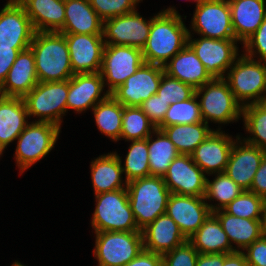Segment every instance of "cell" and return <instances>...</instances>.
Instances as JSON below:
<instances>
[{
  "label": "cell",
  "instance_id": "1",
  "mask_svg": "<svg viewBox=\"0 0 266 266\" xmlns=\"http://www.w3.org/2000/svg\"><path fill=\"white\" fill-rule=\"evenodd\" d=\"M188 30L175 7L152 17L146 45L142 49L146 63L164 66L188 44Z\"/></svg>",
  "mask_w": 266,
  "mask_h": 266
},
{
  "label": "cell",
  "instance_id": "2",
  "mask_svg": "<svg viewBox=\"0 0 266 266\" xmlns=\"http://www.w3.org/2000/svg\"><path fill=\"white\" fill-rule=\"evenodd\" d=\"M30 48L39 82L66 81L74 75L64 34L55 31L35 32Z\"/></svg>",
  "mask_w": 266,
  "mask_h": 266
},
{
  "label": "cell",
  "instance_id": "3",
  "mask_svg": "<svg viewBox=\"0 0 266 266\" xmlns=\"http://www.w3.org/2000/svg\"><path fill=\"white\" fill-rule=\"evenodd\" d=\"M129 203L140 230L166 213L171 194L163 177L147 176L128 182Z\"/></svg>",
  "mask_w": 266,
  "mask_h": 266
},
{
  "label": "cell",
  "instance_id": "4",
  "mask_svg": "<svg viewBox=\"0 0 266 266\" xmlns=\"http://www.w3.org/2000/svg\"><path fill=\"white\" fill-rule=\"evenodd\" d=\"M242 105L263 103L266 98V62L240 54L224 76ZM251 100V101H250Z\"/></svg>",
  "mask_w": 266,
  "mask_h": 266
},
{
  "label": "cell",
  "instance_id": "5",
  "mask_svg": "<svg viewBox=\"0 0 266 266\" xmlns=\"http://www.w3.org/2000/svg\"><path fill=\"white\" fill-rule=\"evenodd\" d=\"M94 196L96 207L91 221L94 232L141 231L131 210L127 189L103 192Z\"/></svg>",
  "mask_w": 266,
  "mask_h": 266
},
{
  "label": "cell",
  "instance_id": "6",
  "mask_svg": "<svg viewBox=\"0 0 266 266\" xmlns=\"http://www.w3.org/2000/svg\"><path fill=\"white\" fill-rule=\"evenodd\" d=\"M199 100L201 117L219 124L236 122L242 117L243 106L235 99L224 78H213L200 88L195 89Z\"/></svg>",
  "mask_w": 266,
  "mask_h": 266
},
{
  "label": "cell",
  "instance_id": "7",
  "mask_svg": "<svg viewBox=\"0 0 266 266\" xmlns=\"http://www.w3.org/2000/svg\"><path fill=\"white\" fill-rule=\"evenodd\" d=\"M69 80L60 82H38L23 97L28 116L39 118L37 122L53 123L61 128L62 119L67 112Z\"/></svg>",
  "mask_w": 266,
  "mask_h": 266
},
{
  "label": "cell",
  "instance_id": "8",
  "mask_svg": "<svg viewBox=\"0 0 266 266\" xmlns=\"http://www.w3.org/2000/svg\"><path fill=\"white\" fill-rule=\"evenodd\" d=\"M60 127L49 122H30L18 136L15 149V161L23 173L39 160L43 159L55 147Z\"/></svg>",
  "mask_w": 266,
  "mask_h": 266
},
{
  "label": "cell",
  "instance_id": "9",
  "mask_svg": "<svg viewBox=\"0 0 266 266\" xmlns=\"http://www.w3.org/2000/svg\"><path fill=\"white\" fill-rule=\"evenodd\" d=\"M95 233L93 255L98 266H124L144 248L141 231H103Z\"/></svg>",
  "mask_w": 266,
  "mask_h": 266
},
{
  "label": "cell",
  "instance_id": "10",
  "mask_svg": "<svg viewBox=\"0 0 266 266\" xmlns=\"http://www.w3.org/2000/svg\"><path fill=\"white\" fill-rule=\"evenodd\" d=\"M142 50L125 45H105L100 74L108 94L121 86L144 63Z\"/></svg>",
  "mask_w": 266,
  "mask_h": 266
},
{
  "label": "cell",
  "instance_id": "11",
  "mask_svg": "<svg viewBox=\"0 0 266 266\" xmlns=\"http://www.w3.org/2000/svg\"><path fill=\"white\" fill-rule=\"evenodd\" d=\"M188 45L196 53L206 70L213 78H224L226 71L234 64L239 56L236 39H212L200 36L192 39L188 30Z\"/></svg>",
  "mask_w": 266,
  "mask_h": 266
},
{
  "label": "cell",
  "instance_id": "12",
  "mask_svg": "<svg viewBox=\"0 0 266 266\" xmlns=\"http://www.w3.org/2000/svg\"><path fill=\"white\" fill-rule=\"evenodd\" d=\"M191 28L199 36L235 39L228 0H208L196 5Z\"/></svg>",
  "mask_w": 266,
  "mask_h": 266
},
{
  "label": "cell",
  "instance_id": "13",
  "mask_svg": "<svg viewBox=\"0 0 266 266\" xmlns=\"http://www.w3.org/2000/svg\"><path fill=\"white\" fill-rule=\"evenodd\" d=\"M152 18L144 19L136 11L103 21L105 45H125L143 49L147 43Z\"/></svg>",
  "mask_w": 266,
  "mask_h": 266
},
{
  "label": "cell",
  "instance_id": "14",
  "mask_svg": "<svg viewBox=\"0 0 266 266\" xmlns=\"http://www.w3.org/2000/svg\"><path fill=\"white\" fill-rule=\"evenodd\" d=\"M163 73L162 66L144 62L111 95L123 106L140 107L144 101L157 93Z\"/></svg>",
  "mask_w": 266,
  "mask_h": 266
},
{
  "label": "cell",
  "instance_id": "15",
  "mask_svg": "<svg viewBox=\"0 0 266 266\" xmlns=\"http://www.w3.org/2000/svg\"><path fill=\"white\" fill-rule=\"evenodd\" d=\"M206 174L193 162L191 155L179 154L163 176L171 193L181 196L204 197Z\"/></svg>",
  "mask_w": 266,
  "mask_h": 266
},
{
  "label": "cell",
  "instance_id": "16",
  "mask_svg": "<svg viewBox=\"0 0 266 266\" xmlns=\"http://www.w3.org/2000/svg\"><path fill=\"white\" fill-rule=\"evenodd\" d=\"M68 45L73 74L101 70L105 42L102 34L62 33Z\"/></svg>",
  "mask_w": 266,
  "mask_h": 266
},
{
  "label": "cell",
  "instance_id": "17",
  "mask_svg": "<svg viewBox=\"0 0 266 266\" xmlns=\"http://www.w3.org/2000/svg\"><path fill=\"white\" fill-rule=\"evenodd\" d=\"M35 32L20 3L7 2L0 10V46L29 48Z\"/></svg>",
  "mask_w": 266,
  "mask_h": 266
},
{
  "label": "cell",
  "instance_id": "18",
  "mask_svg": "<svg viewBox=\"0 0 266 266\" xmlns=\"http://www.w3.org/2000/svg\"><path fill=\"white\" fill-rule=\"evenodd\" d=\"M266 150L241 140L234 141L225 173L243 190H250L255 173L261 165Z\"/></svg>",
  "mask_w": 266,
  "mask_h": 266
},
{
  "label": "cell",
  "instance_id": "19",
  "mask_svg": "<svg viewBox=\"0 0 266 266\" xmlns=\"http://www.w3.org/2000/svg\"><path fill=\"white\" fill-rule=\"evenodd\" d=\"M166 213L188 239L212 213L204 197L181 196L171 193Z\"/></svg>",
  "mask_w": 266,
  "mask_h": 266
},
{
  "label": "cell",
  "instance_id": "20",
  "mask_svg": "<svg viewBox=\"0 0 266 266\" xmlns=\"http://www.w3.org/2000/svg\"><path fill=\"white\" fill-rule=\"evenodd\" d=\"M235 140L221 128L214 130L191 154L193 162L207 176L225 172Z\"/></svg>",
  "mask_w": 266,
  "mask_h": 266
},
{
  "label": "cell",
  "instance_id": "21",
  "mask_svg": "<svg viewBox=\"0 0 266 266\" xmlns=\"http://www.w3.org/2000/svg\"><path fill=\"white\" fill-rule=\"evenodd\" d=\"M104 88V81L100 72L74 74L69 79L67 111L73 109L77 113H82L88 108L92 109L109 95L108 92H103ZM102 92L103 95L101 96Z\"/></svg>",
  "mask_w": 266,
  "mask_h": 266
},
{
  "label": "cell",
  "instance_id": "22",
  "mask_svg": "<svg viewBox=\"0 0 266 266\" xmlns=\"http://www.w3.org/2000/svg\"><path fill=\"white\" fill-rule=\"evenodd\" d=\"M141 232L144 250L161 255L188 240L167 213L158 216L152 223L143 228Z\"/></svg>",
  "mask_w": 266,
  "mask_h": 266
},
{
  "label": "cell",
  "instance_id": "23",
  "mask_svg": "<svg viewBox=\"0 0 266 266\" xmlns=\"http://www.w3.org/2000/svg\"><path fill=\"white\" fill-rule=\"evenodd\" d=\"M38 82L33 51L29 47L18 54L0 87V95L24 97Z\"/></svg>",
  "mask_w": 266,
  "mask_h": 266
},
{
  "label": "cell",
  "instance_id": "24",
  "mask_svg": "<svg viewBox=\"0 0 266 266\" xmlns=\"http://www.w3.org/2000/svg\"><path fill=\"white\" fill-rule=\"evenodd\" d=\"M163 68L164 73L192 86L194 89L200 88L213 79L188 44L171 58Z\"/></svg>",
  "mask_w": 266,
  "mask_h": 266
},
{
  "label": "cell",
  "instance_id": "25",
  "mask_svg": "<svg viewBox=\"0 0 266 266\" xmlns=\"http://www.w3.org/2000/svg\"><path fill=\"white\" fill-rule=\"evenodd\" d=\"M235 39L243 44L266 17L265 0H228Z\"/></svg>",
  "mask_w": 266,
  "mask_h": 266
},
{
  "label": "cell",
  "instance_id": "26",
  "mask_svg": "<svg viewBox=\"0 0 266 266\" xmlns=\"http://www.w3.org/2000/svg\"><path fill=\"white\" fill-rule=\"evenodd\" d=\"M28 117L23 97L0 95V147L3 150L16 140L30 123Z\"/></svg>",
  "mask_w": 266,
  "mask_h": 266
},
{
  "label": "cell",
  "instance_id": "27",
  "mask_svg": "<svg viewBox=\"0 0 266 266\" xmlns=\"http://www.w3.org/2000/svg\"><path fill=\"white\" fill-rule=\"evenodd\" d=\"M121 158L117 152H110L92 160L90 169L95 195L118 189H127L128 182L122 180Z\"/></svg>",
  "mask_w": 266,
  "mask_h": 266
},
{
  "label": "cell",
  "instance_id": "28",
  "mask_svg": "<svg viewBox=\"0 0 266 266\" xmlns=\"http://www.w3.org/2000/svg\"><path fill=\"white\" fill-rule=\"evenodd\" d=\"M36 32H59L65 22V0H21Z\"/></svg>",
  "mask_w": 266,
  "mask_h": 266
},
{
  "label": "cell",
  "instance_id": "29",
  "mask_svg": "<svg viewBox=\"0 0 266 266\" xmlns=\"http://www.w3.org/2000/svg\"><path fill=\"white\" fill-rule=\"evenodd\" d=\"M60 33L102 34L103 20L89 0H65V22Z\"/></svg>",
  "mask_w": 266,
  "mask_h": 266
},
{
  "label": "cell",
  "instance_id": "30",
  "mask_svg": "<svg viewBox=\"0 0 266 266\" xmlns=\"http://www.w3.org/2000/svg\"><path fill=\"white\" fill-rule=\"evenodd\" d=\"M235 251H243L264 235L262 220L240 218L226 213L223 209L213 212ZM233 243L236 246H233ZM241 248V249H240Z\"/></svg>",
  "mask_w": 266,
  "mask_h": 266
},
{
  "label": "cell",
  "instance_id": "31",
  "mask_svg": "<svg viewBox=\"0 0 266 266\" xmlns=\"http://www.w3.org/2000/svg\"><path fill=\"white\" fill-rule=\"evenodd\" d=\"M188 241L201 254L234 252L218 218L211 213Z\"/></svg>",
  "mask_w": 266,
  "mask_h": 266
},
{
  "label": "cell",
  "instance_id": "32",
  "mask_svg": "<svg viewBox=\"0 0 266 266\" xmlns=\"http://www.w3.org/2000/svg\"><path fill=\"white\" fill-rule=\"evenodd\" d=\"M174 144L179 154L191 155L214 130L205 122L157 127Z\"/></svg>",
  "mask_w": 266,
  "mask_h": 266
},
{
  "label": "cell",
  "instance_id": "33",
  "mask_svg": "<svg viewBox=\"0 0 266 266\" xmlns=\"http://www.w3.org/2000/svg\"><path fill=\"white\" fill-rule=\"evenodd\" d=\"M124 106L111 94L93 108L97 128L112 141H119L122 130V114Z\"/></svg>",
  "mask_w": 266,
  "mask_h": 266
},
{
  "label": "cell",
  "instance_id": "34",
  "mask_svg": "<svg viewBox=\"0 0 266 266\" xmlns=\"http://www.w3.org/2000/svg\"><path fill=\"white\" fill-rule=\"evenodd\" d=\"M152 136H155L156 139L154 140ZM147 142L150 175L163 177L179 153L167 135L160 129H156L147 138Z\"/></svg>",
  "mask_w": 266,
  "mask_h": 266
},
{
  "label": "cell",
  "instance_id": "35",
  "mask_svg": "<svg viewBox=\"0 0 266 266\" xmlns=\"http://www.w3.org/2000/svg\"><path fill=\"white\" fill-rule=\"evenodd\" d=\"M213 181L206 178L205 200L217 201L216 204H208L210 211L213 213L221 210L238 197L243 189L237 185L225 172L216 173Z\"/></svg>",
  "mask_w": 266,
  "mask_h": 266
},
{
  "label": "cell",
  "instance_id": "36",
  "mask_svg": "<svg viewBox=\"0 0 266 266\" xmlns=\"http://www.w3.org/2000/svg\"><path fill=\"white\" fill-rule=\"evenodd\" d=\"M156 126L150 121L140 107L124 106L122 114L121 138L130 142L147 139Z\"/></svg>",
  "mask_w": 266,
  "mask_h": 266
},
{
  "label": "cell",
  "instance_id": "37",
  "mask_svg": "<svg viewBox=\"0 0 266 266\" xmlns=\"http://www.w3.org/2000/svg\"><path fill=\"white\" fill-rule=\"evenodd\" d=\"M242 118L246 131L251 134L247 138L243 137V140L266 150V105L252 103L243 106Z\"/></svg>",
  "mask_w": 266,
  "mask_h": 266
},
{
  "label": "cell",
  "instance_id": "38",
  "mask_svg": "<svg viewBox=\"0 0 266 266\" xmlns=\"http://www.w3.org/2000/svg\"><path fill=\"white\" fill-rule=\"evenodd\" d=\"M123 163L121 166L127 182L150 176L147 139L131 141Z\"/></svg>",
  "mask_w": 266,
  "mask_h": 266
},
{
  "label": "cell",
  "instance_id": "39",
  "mask_svg": "<svg viewBox=\"0 0 266 266\" xmlns=\"http://www.w3.org/2000/svg\"><path fill=\"white\" fill-rule=\"evenodd\" d=\"M196 94L185 101H177L168 107L164 121L158 127L204 122Z\"/></svg>",
  "mask_w": 266,
  "mask_h": 266
},
{
  "label": "cell",
  "instance_id": "40",
  "mask_svg": "<svg viewBox=\"0 0 266 266\" xmlns=\"http://www.w3.org/2000/svg\"><path fill=\"white\" fill-rule=\"evenodd\" d=\"M265 199L249 190H243L223 210L233 216L251 220H262Z\"/></svg>",
  "mask_w": 266,
  "mask_h": 266
},
{
  "label": "cell",
  "instance_id": "41",
  "mask_svg": "<svg viewBox=\"0 0 266 266\" xmlns=\"http://www.w3.org/2000/svg\"><path fill=\"white\" fill-rule=\"evenodd\" d=\"M157 94L161 99L171 105L177 101H185L191 98L195 94V89L192 86L163 73Z\"/></svg>",
  "mask_w": 266,
  "mask_h": 266
},
{
  "label": "cell",
  "instance_id": "42",
  "mask_svg": "<svg viewBox=\"0 0 266 266\" xmlns=\"http://www.w3.org/2000/svg\"><path fill=\"white\" fill-rule=\"evenodd\" d=\"M143 0H89L91 7L103 20L136 11L137 3Z\"/></svg>",
  "mask_w": 266,
  "mask_h": 266
},
{
  "label": "cell",
  "instance_id": "43",
  "mask_svg": "<svg viewBox=\"0 0 266 266\" xmlns=\"http://www.w3.org/2000/svg\"><path fill=\"white\" fill-rule=\"evenodd\" d=\"M199 252L187 240L162 255V266H196Z\"/></svg>",
  "mask_w": 266,
  "mask_h": 266
},
{
  "label": "cell",
  "instance_id": "44",
  "mask_svg": "<svg viewBox=\"0 0 266 266\" xmlns=\"http://www.w3.org/2000/svg\"><path fill=\"white\" fill-rule=\"evenodd\" d=\"M243 48L248 57H257V60L266 62V17L256 32L243 43Z\"/></svg>",
  "mask_w": 266,
  "mask_h": 266
},
{
  "label": "cell",
  "instance_id": "45",
  "mask_svg": "<svg viewBox=\"0 0 266 266\" xmlns=\"http://www.w3.org/2000/svg\"><path fill=\"white\" fill-rule=\"evenodd\" d=\"M169 106L170 105L156 93L144 101L140 108L157 128L164 121V116Z\"/></svg>",
  "mask_w": 266,
  "mask_h": 266
},
{
  "label": "cell",
  "instance_id": "46",
  "mask_svg": "<svg viewBox=\"0 0 266 266\" xmlns=\"http://www.w3.org/2000/svg\"><path fill=\"white\" fill-rule=\"evenodd\" d=\"M244 252L249 266H266V235L254 241Z\"/></svg>",
  "mask_w": 266,
  "mask_h": 266
},
{
  "label": "cell",
  "instance_id": "47",
  "mask_svg": "<svg viewBox=\"0 0 266 266\" xmlns=\"http://www.w3.org/2000/svg\"><path fill=\"white\" fill-rule=\"evenodd\" d=\"M28 48H11L0 46V87L4 83L8 71L11 69V66L15 62L20 51H23Z\"/></svg>",
  "mask_w": 266,
  "mask_h": 266
},
{
  "label": "cell",
  "instance_id": "48",
  "mask_svg": "<svg viewBox=\"0 0 266 266\" xmlns=\"http://www.w3.org/2000/svg\"><path fill=\"white\" fill-rule=\"evenodd\" d=\"M249 191L266 199V154L264 155L261 165L254 175Z\"/></svg>",
  "mask_w": 266,
  "mask_h": 266
},
{
  "label": "cell",
  "instance_id": "49",
  "mask_svg": "<svg viewBox=\"0 0 266 266\" xmlns=\"http://www.w3.org/2000/svg\"><path fill=\"white\" fill-rule=\"evenodd\" d=\"M124 266H162V255L143 249L133 260Z\"/></svg>",
  "mask_w": 266,
  "mask_h": 266
},
{
  "label": "cell",
  "instance_id": "50",
  "mask_svg": "<svg viewBox=\"0 0 266 266\" xmlns=\"http://www.w3.org/2000/svg\"><path fill=\"white\" fill-rule=\"evenodd\" d=\"M220 266H249L244 251H234L223 254V265Z\"/></svg>",
  "mask_w": 266,
  "mask_h": 266
},
{
  "label": "cell",
  "instance_id": "51",
  "mask_svg": "<svg viewBox=\"0 0 266 266\" xmlns=\"http://www.w3.org/2000/svg\"><path fill=\"white\" fill-rule=\"evenodd\" d=\"M223 265V254L211 253L201 254L199 253L196 266H220Z\"/></svg>",
  "mask_w": 266,
  "mask_h": 266
},
{
  "label": "cell",
  "instance_id": "52",
  "mask_svg": "<svg viewBox=\"0 0 266 266\" xmlns=\"http://www.w3.org/2000/svg\"><path fill=\"white\" fill-rule=\"evenodd\" d=\"M263 232L266 235V199L263 205V217H262Z\"/></svg>",
  "mask_w": 266,
  "mask_h": 266
},
{
  "label": "cell",
  "instance_id": "53",
  "mask_svg": "<svg viewBox=\"0 0 266 266\" xmlns=\"http://www.w3.org/2000/svg\"><path fill=\"white\" fill-rule=\"evenodd\" d=\"M11 266H26V265H23L20 262L15 261Z\"/></svg>",
  "mask_w": 266,
  "mask_h": 266
},
{
  "label": "cell",
  "instance_id": "54",
  "mask_svg": "<svg viewBox=\"0 0 266 266\" xmlns=\"http://www.w3.org/2000/svg\"><path fill=\"white\" fill-rule=\"evenodd\" d=\"M206 1H208V0H194V2H196V5L204 3Z\"/></svg>",
  "mask_w": 266,
  "mask_h": 266
},
{
  "label": "cell",
  "instance_id": "55",
  "mask_svg": "<svg viewBox=\"0 0 266 266\" xmlns=\"http://www.w3.org/2000/svg\"><path fill=\"white\" fill-rule=\"evenodd\" d=\"M21 0H9L7 2H14V3H19Z\"/></svg>",
  "mask_w": 266,
  "mask_h": 266
},
{
  "label": "cell",
  "instance_id": "56",
  "mask_svg": "<svg viewBox=\"0 0 266 266\" xmlns=\"http://www.w3.org/2000/svg\"><path fill=\"white\" fill-rule=\"evenodd\" d=\"M4 150L0 147V157L3 154Z\"/></svg>",
  "mask_w": 266,
  "mask_h": 266
}]
</instances>
